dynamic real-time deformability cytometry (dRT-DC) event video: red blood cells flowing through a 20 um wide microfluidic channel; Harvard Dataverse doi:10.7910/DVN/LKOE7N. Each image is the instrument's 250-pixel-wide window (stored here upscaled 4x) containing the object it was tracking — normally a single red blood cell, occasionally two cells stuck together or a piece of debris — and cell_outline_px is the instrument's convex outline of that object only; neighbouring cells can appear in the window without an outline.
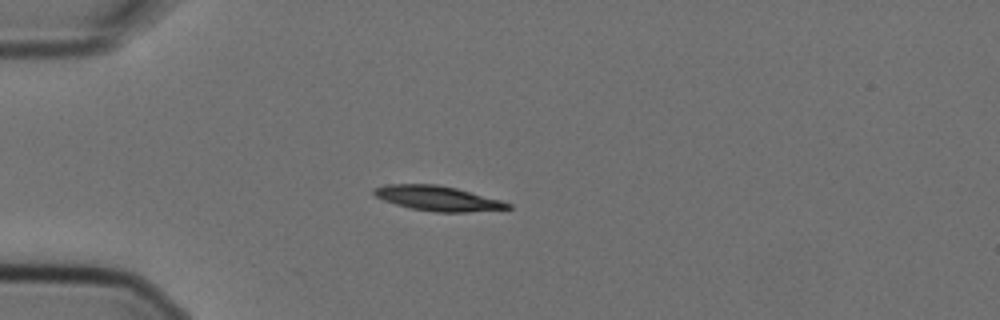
{"species": "Egyptian fruit bat (a non-hibernating species)", "species_latin": "Rousettus aegyptiacus", "temperature_condition": "cold", "stored_images_in_passage": 5, "camera_frame_rate_fps": 3000, "um_per_image_px": 0.085, "animal": {"sex": "female"}, "frame": {"image": 1, "passage_image": 4, "time_ms": 1.0, "image_size_px": [1000, 320], "cell_outline_px": [[512, 208], [468, 212], [432, 212], [412, 208], [396, 204], [384, 200], [376, 196], [372, 192], [372, 188], [384, 184], [436, 184], [456, 188], [500, 200], [512, 204]], "centroid_in_image_um": [37.18, 16.85], "position_along_channel_um": 47.8, "area_um2": 19.31}}